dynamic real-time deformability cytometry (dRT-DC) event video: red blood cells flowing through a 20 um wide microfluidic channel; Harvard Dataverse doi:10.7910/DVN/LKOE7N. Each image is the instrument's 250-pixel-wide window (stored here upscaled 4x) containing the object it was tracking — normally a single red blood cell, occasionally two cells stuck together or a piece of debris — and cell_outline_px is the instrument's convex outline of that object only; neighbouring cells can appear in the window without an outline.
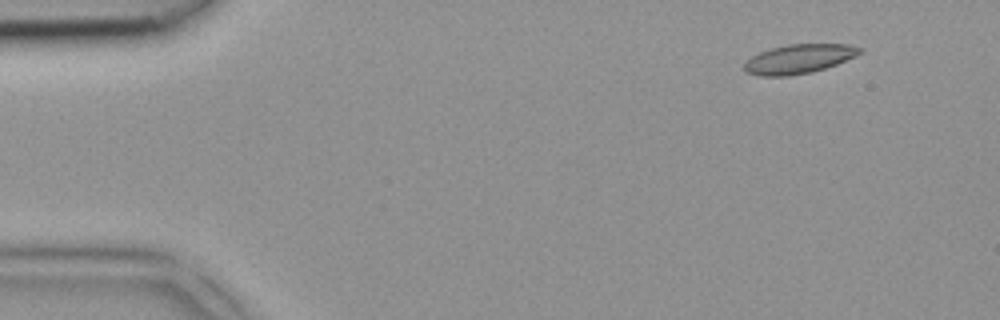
{"species": "common noctule bat (a hibernating species)", "species_latin": "Nyctalus noctula", "temperature_condition": "room temperature", "stored_images_in_passage": 4, "camera_frame_rate_fps": 3000, "um_per_image_px": 0.085, "animal": {"sex": "female", "body_mass_g": 18.4}, "frame": {"image": 1, "passage_image": 2, "time_ms": 0.333, "image_size_px": [1000, 320], "cell_outline_px": [[864, 52], [856, 56], [836, 64], [812, 72], [788, 76], [760, 76], [744, 72], [744, 64], [752, 56], [760, 52], [772, 48], [788, 44], [848, 44], [864, 48]], "centroid_in_image_um": [67.93, 5.0], "position_along_channel_um": 17.1, "area_um2": 19.71}}